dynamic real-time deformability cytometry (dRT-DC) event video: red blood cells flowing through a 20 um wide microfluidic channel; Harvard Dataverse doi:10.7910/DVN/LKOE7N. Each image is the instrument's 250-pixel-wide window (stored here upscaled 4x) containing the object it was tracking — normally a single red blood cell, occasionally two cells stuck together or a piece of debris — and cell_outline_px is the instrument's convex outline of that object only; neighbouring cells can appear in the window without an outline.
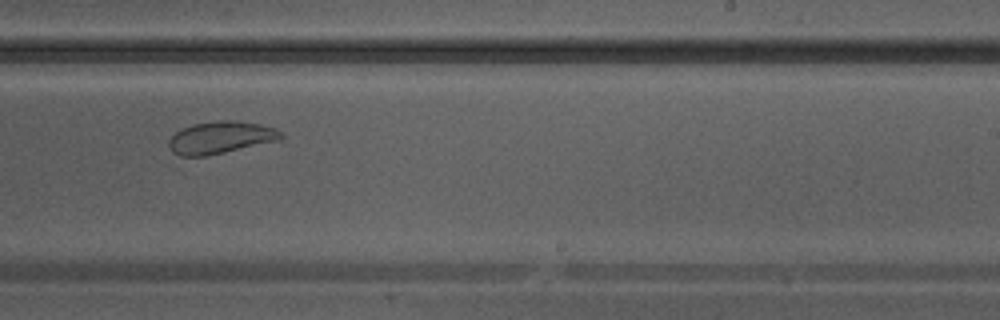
{"species": "Egyptian fruit bat (a non-hibernating species)", "species_latin": "Rousettus aegyptiacus", "temperature_condition": "warm", "stored_images_in_passage": 36, "camera_frame_rate_fps": 3000, "um_per_image_px": 0.085, "animal": {"sex": "male"}, "frame": {"image": 1, "passage_image": 21, "time_ms": 6.667, "image_size_px": [1000, 320], "cell_outline_px": [[284, 136], [280, 140], [208, 156], [180, 156], [172, 152], [168, 148], [168, 140], [176, 132], [192, 124], [220, 120], [228, 120], [260, 124], [276, 128]], "centroid_in_image_um": [18.74, 11.7], "position_along_channel_um": 270.3, "area_um2": 21.1}}